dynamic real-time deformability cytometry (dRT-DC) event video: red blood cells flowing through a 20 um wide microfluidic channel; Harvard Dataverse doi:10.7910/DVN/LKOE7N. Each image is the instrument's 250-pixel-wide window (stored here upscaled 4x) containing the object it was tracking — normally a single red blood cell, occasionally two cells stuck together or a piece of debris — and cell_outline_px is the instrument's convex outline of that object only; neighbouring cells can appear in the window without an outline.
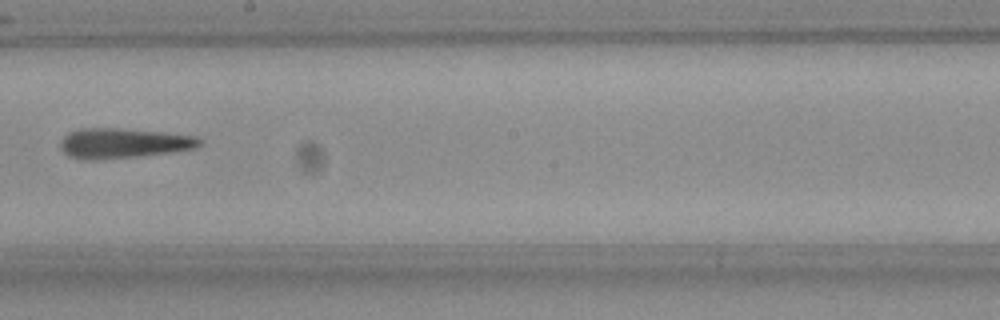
{"species": "Egyptian fruit bat (a non-hibernating species)", "species_latin": "Rousettus aegyptiacus", "temperature_condition": "room temperature", "stored_images_in_passage": 6, "camera_frame_rate_fps": 3000, "um_per_image_px": 0.085, "frame": {"image": 1, "passage_image": 6, "time_ms": 1.667, "image_size_px": [1000, 320], "cell_outline_px": [[200, 144], [196, 148], [168, 152], [136, 156], [96, 160], [92, 160], [68, 156], [60, 148], [60, 140], [68, 132], [80, 128], [120, 128], [164, 132], [196, 136], [200, 140]], "centroid_in_image_um": [10.43, 12.15], "position_along_channel_um": 237.8, "area_um2": 24.22}}